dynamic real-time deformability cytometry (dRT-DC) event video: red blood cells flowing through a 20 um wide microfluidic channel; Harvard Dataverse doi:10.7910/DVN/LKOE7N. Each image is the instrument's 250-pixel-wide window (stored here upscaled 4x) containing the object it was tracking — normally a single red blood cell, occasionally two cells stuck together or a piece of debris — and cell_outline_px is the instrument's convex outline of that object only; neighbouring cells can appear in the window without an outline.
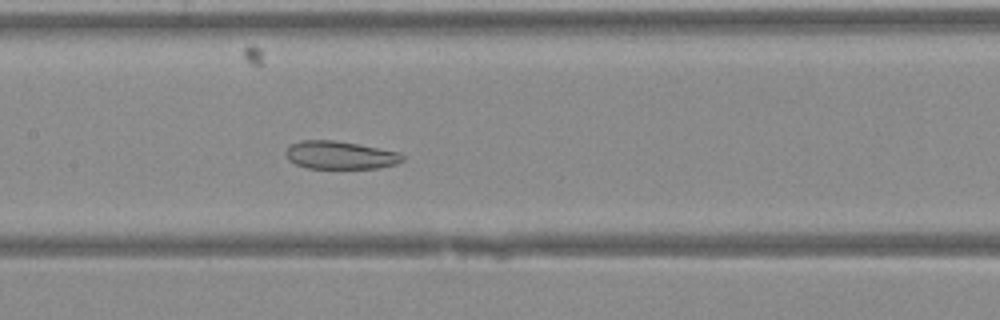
{"species": "Egyptian fruit bat (a non-hibernating species)", "species_latin": "Rousettus aegyptiacus", "temperature_condition": "warm", "stored_images_in_passage": 32, "camera_frame_rate_fps": 3000, "um_per_image_px": 0.085, "animal": {"sex": "female"}, "frame": {"image": 1, "passage_image": 18, "time_ms": 5.667, "image_size_px": [1000, 320], "cell_outline_px": [[404, 160], [396, 164], [380, 168], [308, 168], [296, 164], [288, 160], [284, 152], [292, 144], [300, 140], [332, 140], [356, 144], [400, 152], [404, 156]], "centroid_in_image_um": [28.91, 13.19], "position_along_channel_um": 178.5, "area_um2": 18.96}}
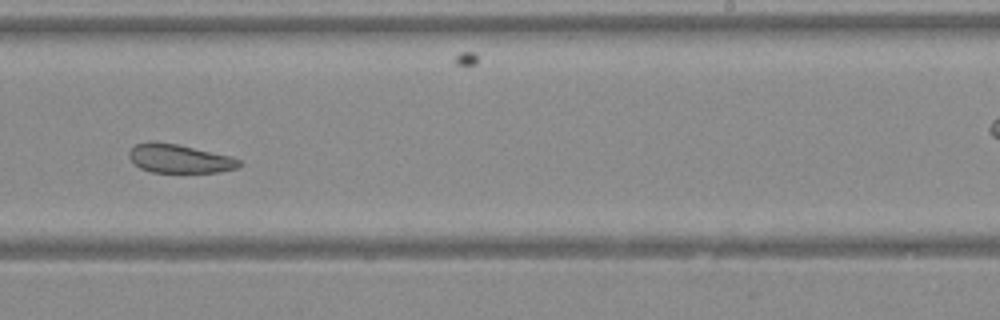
{"frame": {"image": 2, "passage_image": 24, "time_ms": 7.667, "image_size_px": [1000, 320], "cell_outline_px": [[240, 164], [236, 168], [220, 172], [152, 172], [140, 168], [128, 156], [128, 152], [136, 144], [152, 140], [176, 144], [232, 156], [240, 160]], "centroid_in_image_um": [15.24, 13.47], "position_along_channel_um": 273.8, "area_um2": 18.32}}
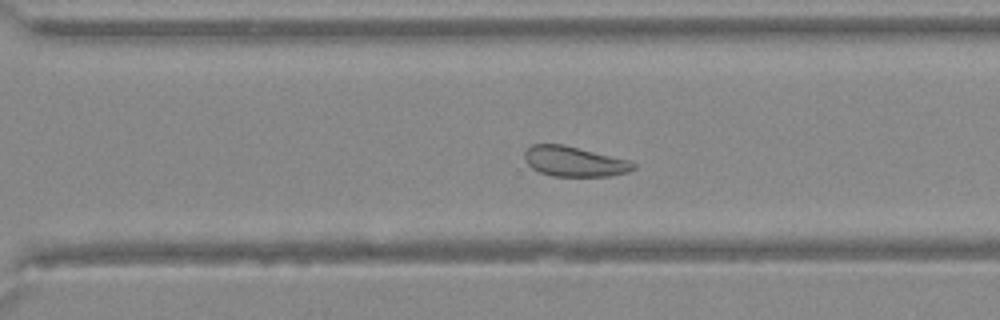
{"frame": {"image": 3, "passage_image": 27, "time_ms": 8.667, "image_size_px": [1000, 320], "cell_outline_px": [[636, 168], [628, 172], [612, 176], [552, 176], [540, 172], [532, 168], [528, 164], [524, 156], [524, 152], [532, 144], [564, 144], [628, 160], [636, 164]], "centroid_in_image_um": [48.82, 13.73], "position_along_channel_um": 321.8, "area_um2": 19.07}}